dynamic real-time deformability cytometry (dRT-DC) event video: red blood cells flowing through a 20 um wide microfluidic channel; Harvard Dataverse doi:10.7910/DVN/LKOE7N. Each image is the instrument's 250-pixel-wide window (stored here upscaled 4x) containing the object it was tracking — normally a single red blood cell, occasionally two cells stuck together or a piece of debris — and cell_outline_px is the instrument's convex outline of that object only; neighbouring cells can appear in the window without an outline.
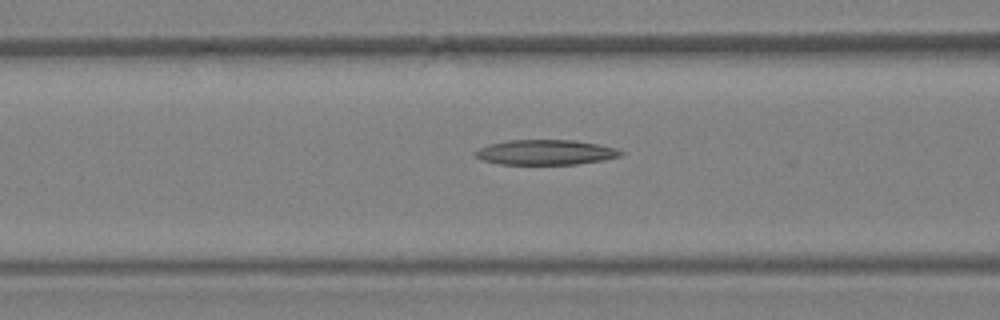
{"species": "Egyptian fruit bat (a non-hibernating species)", "species_latin": "Rousettus aegyptiacus", "temperature_condition": "warm", "stored_images_in_passage": 6, "camera_frame_rate_fps": 3000, "um_per_image_px": 0.085, "animal": {"sex": "female"}, "frame": {"image": 1, "passage_image": 4, "time_ms": 1.0, "image_size_px": [1000, 320], "cell_outline_px": [[624, 152], [620, 156], [604, 160], [576, 164], [500, 164], [480, 160], [472, 156], [472, 152], [488, 144], [508, 140], [576, 140], [616, 148]], "centroid_in_image_um": [46.31, 12.95], "position_along_channel_um": 120.3, "area_um2": 21.39}}